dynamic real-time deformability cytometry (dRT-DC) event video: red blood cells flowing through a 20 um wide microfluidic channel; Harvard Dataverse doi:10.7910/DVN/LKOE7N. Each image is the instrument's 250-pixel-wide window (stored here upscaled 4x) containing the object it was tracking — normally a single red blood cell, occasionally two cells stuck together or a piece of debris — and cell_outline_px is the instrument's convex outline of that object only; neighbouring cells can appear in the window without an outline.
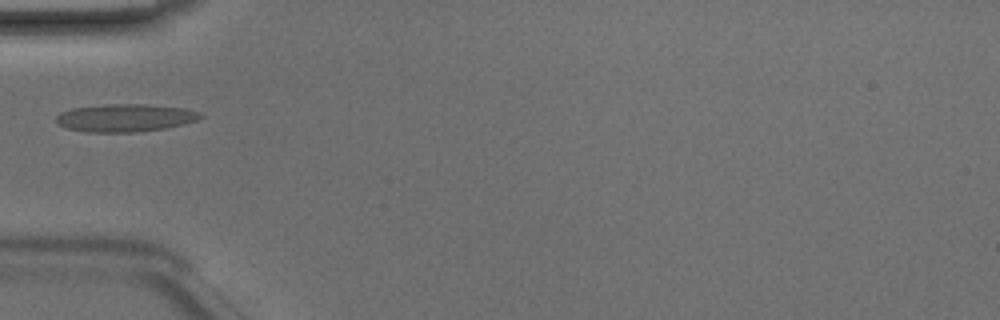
{"species": "Egyptian fruit bat (a non-hibernating species)", "species_latin": "Rousettus aegyptiacus", "temperature_condition": "room temperature", "stored_images_in_passage": 33, "camera_frame_rate_fps": 3000, "um_per_image_px": 0.085, "animal": {"sex": "male"}, "frame": {"image": 1, "passage_image": 1, "time_ms": 0.0, "image_size_px": [1000, 320], "cell_outline_px": [[204, 116], [196, 120], [184, 124], [164, 128], [136, 132], [88, 132], [64, 128], [56, 124], [56, 116], [60, 112], [72, 108], [104, 104], [144, 104], [184, 108], [200, 112]], "centroid_in_image_um": [10.6, 10.01], "position_along_channel_um": 74.4, "area_um2": 23.47}}
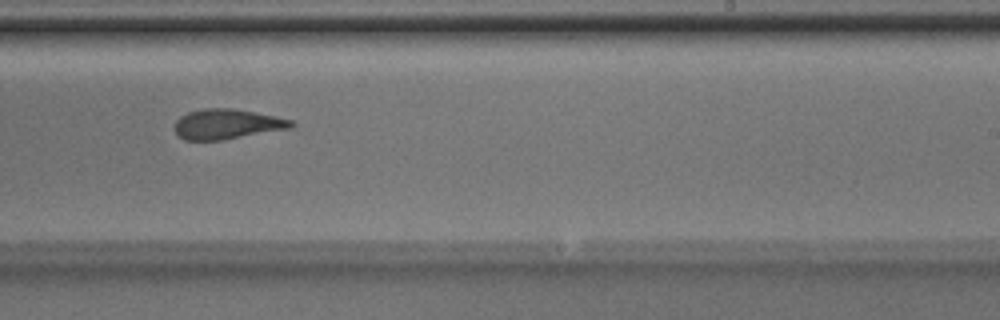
{"frame": {"image": 2, "passage_image": 15, "time_ms": 4.667, "image_size_px": [1000, 320], "cell_outline_px": [[296, 124], [292, 128], [224, 140], [184, 140], [176, 136], [176, 120], [180, 116], [188, 112], [204, 108], [232, 108], [276, 116], [292, 120]], "centroid_in_image_um": [19.31, 10.55], "position_along_channel_um": 269.7, "area_um2": 20.58}}
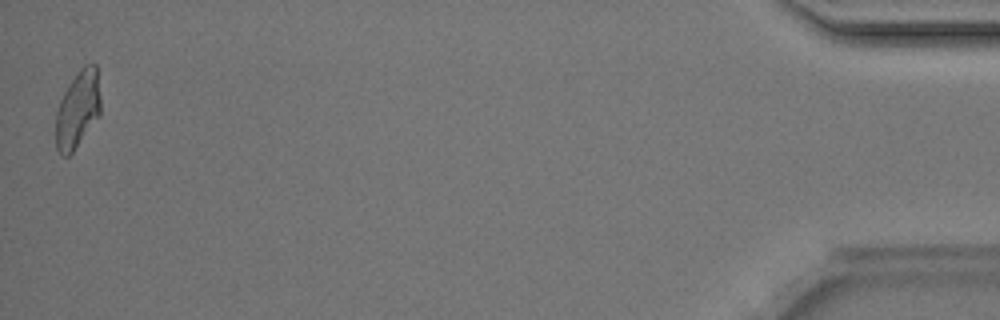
{"frame": {"image": 3, "passage_image": 33, "time_ms": 10.667, "image_size_px": [1000, 320], "cell_outline_px": [[100, 112], [72, 152], [68, 156], [60, 156], [56, 148], [56, 112], [60, 100], [64, 92], [76, 72], [84, 64], [96, 64], [100, 96]], "centroid_in_image_um": [6.58, 9.27], "position_along_channel_um": 428.6, "area_um2": 19.83}}